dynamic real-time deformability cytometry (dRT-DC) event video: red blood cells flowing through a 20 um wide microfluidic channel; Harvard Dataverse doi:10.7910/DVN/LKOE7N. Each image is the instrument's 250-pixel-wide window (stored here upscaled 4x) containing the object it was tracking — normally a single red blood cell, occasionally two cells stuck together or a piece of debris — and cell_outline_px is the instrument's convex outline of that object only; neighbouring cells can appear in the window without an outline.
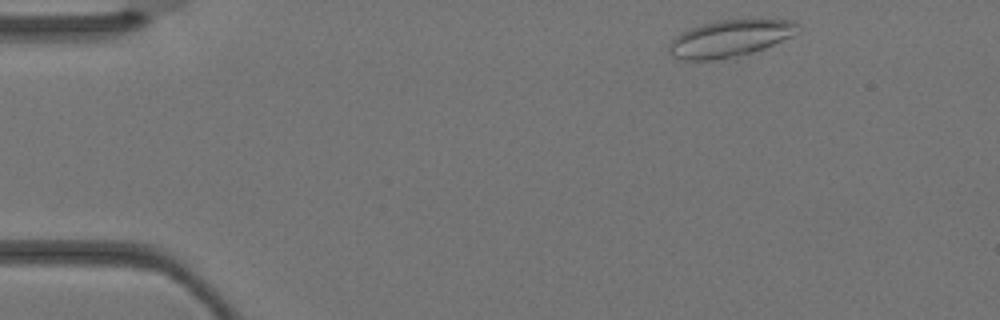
{"species": "Egyptian fruit bat (a non-hibernating species)", "species_latin": "Rousettus aegyptiacus", "temperature_condition": "warm", "stored_images_in_passage": 2, "camera_frame_rate_fps": 3000, "um_per_image_px": 0.085, "animal": {"sex": "female"}, "frame": {"image": 1, "passage_image": 1, "time_ms": 0.0, "image_size_px": [1000, 320], "cell_outline_px": [[800, 24], [792, 36], [736, 60], [676, 60], [668, 52], [668, 48], [672, 40], [676, 36], [692, 28], [704, 24], [720, 20], [792, 20]], "centroid_in_image_um": [62.02, 3.32], "position_along_channel_um": 23.0, "area_um2": 27.86}}